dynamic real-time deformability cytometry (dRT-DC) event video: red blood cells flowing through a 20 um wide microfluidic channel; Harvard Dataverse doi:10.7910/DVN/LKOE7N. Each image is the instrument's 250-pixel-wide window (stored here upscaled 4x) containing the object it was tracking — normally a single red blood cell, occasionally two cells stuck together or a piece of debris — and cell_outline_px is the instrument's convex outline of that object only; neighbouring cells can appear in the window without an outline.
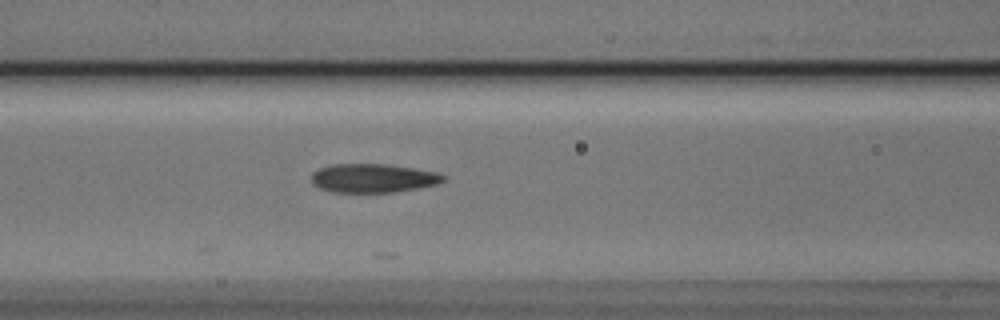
{"species": "Egyptian fruit bat (a non-hibernating species)", "species_latin": "Rousettus aegyptiacus", "temperature_condition": "cold", "stored_images_in_passage": 4, "camera_frame_rate_fps": 3000, "um_per_image_px": 0.085, "animal": {"sex": "male"}, "frame": {"image": 1, "passage_image": 3, "time_ms": 0.667, "image_size_px": [1000, 320], "cell_outline_px": [[444, 180], [436, 184], [416, 188], [392, 192], [332, 192], [320, 188], [312, 184], [312, 172], [320, 168], [332, 164], [384, 164], [412, 168], [436, 172], [444, 176]], "centroid_in_image_um": [31.65, 15.14], "position_along_channel_um": 134.9, "area_um2": 21.85}}